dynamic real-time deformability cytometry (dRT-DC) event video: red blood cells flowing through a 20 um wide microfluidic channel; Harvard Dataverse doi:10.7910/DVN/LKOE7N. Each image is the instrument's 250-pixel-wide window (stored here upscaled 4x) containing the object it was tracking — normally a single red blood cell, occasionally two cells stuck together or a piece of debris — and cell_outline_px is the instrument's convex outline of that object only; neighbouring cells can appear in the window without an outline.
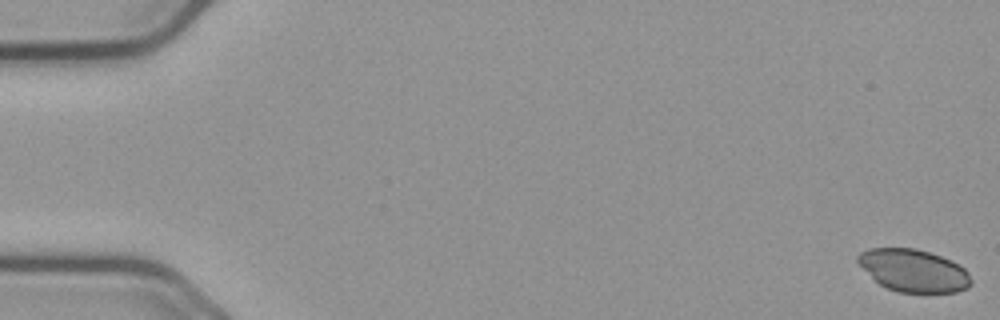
{"species": "common noctule bat (a hibernating species)", "species_latin": "Nyctalus noctula", "temperature_condition": "cold", "stored_images_in_passage": 17, "camera_frame_rate_fps": 3000, "um_per_image_px": 0.085, "animal": {"sex": "male", "body_mass_g": 23.1, "forearm_length_mm": 52.7}, "frame": {"image": 1, "passage_image": 1, "time_ms": 0.0, "image_size_px": [1000, 320], "cell_outline_px": [[972, 284], [968, 288], [956, 292], [900, 292], [888, 288], [880, 284], [856, 260], [856, 256], [860, 252], [868, 248], [916, 248], [940, 256], [964, 268], [968, 272], [972, 280]], "centroid_in_image_um": [77.67, 22.99], "position_along_channel_um": 7.3, "area_um2": 27.69}}